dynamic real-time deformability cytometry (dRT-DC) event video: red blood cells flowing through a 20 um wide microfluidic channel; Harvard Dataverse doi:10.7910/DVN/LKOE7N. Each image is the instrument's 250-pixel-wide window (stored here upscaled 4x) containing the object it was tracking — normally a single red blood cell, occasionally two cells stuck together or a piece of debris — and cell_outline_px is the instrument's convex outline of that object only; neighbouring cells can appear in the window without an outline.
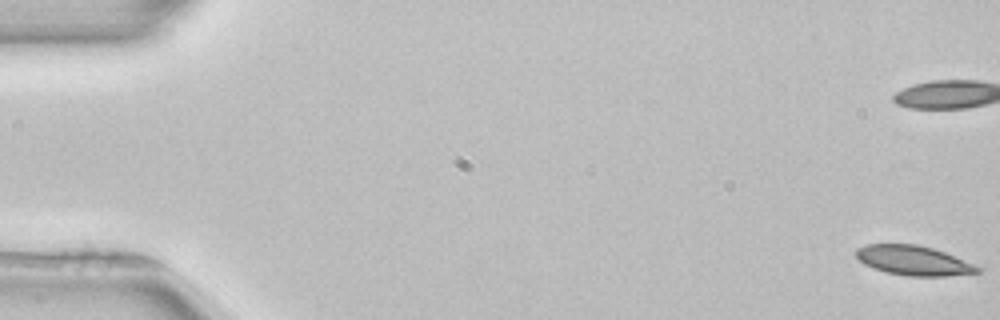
{"species": "common noctule bat (a hibernating species)", "species_latin": "Nyctalus noctula", "temperature_condition": "room temperature", "stored_images_in_passage": 54, "camera_frame_rate_fps": 3000, "um_per_image_px": 0.085, "animal": {"sex": "female", "body_mass_g": 22.7, "forearm_length_mm": 54.2}, "frame": {"image": 1, "passage_image": 1, "time_ms": 0.0, "image_size_px": [1000, 320], "cell_outline_px": [[984, 268], [980, 272], [944, 276], [904, 276], [888, 272], [864, 264], [856, 256], [856, 248], [868, 244], [916, 244], [932, 248], [944, 252]], "centroid_in_image_um": [77.67, 22.14], "position_along_channel_um": 7.3, "area_um2": 20.81}, "authors_computed_cell_mechanics": {"area_um2": 21.675, "velocity_mm_per_s": 3.917, "shape_relaxation_time_tau1_ms": 4.4279, "shape_relaxation_time_tau2_ms": null, "deformation_change_tau1": 0.1155, "deformation_change_tau2": null}}